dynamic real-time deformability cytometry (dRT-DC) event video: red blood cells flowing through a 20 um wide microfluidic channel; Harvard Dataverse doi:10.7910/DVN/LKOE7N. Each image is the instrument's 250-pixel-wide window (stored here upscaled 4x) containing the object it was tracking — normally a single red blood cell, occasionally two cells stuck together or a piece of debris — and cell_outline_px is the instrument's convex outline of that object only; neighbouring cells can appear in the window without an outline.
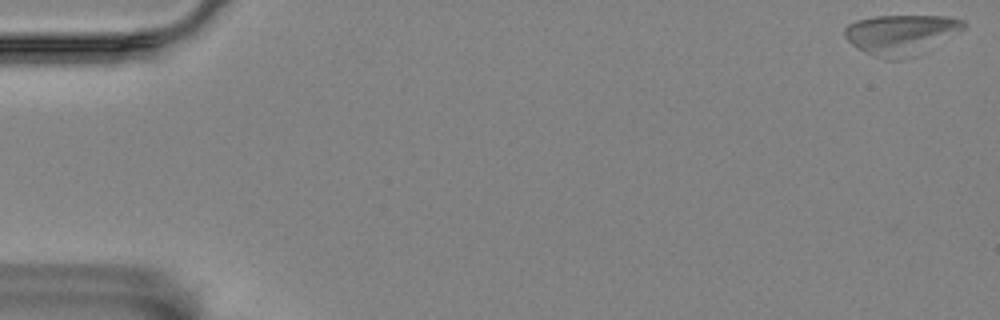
{"species": "Egyptian fruit bat (a non-hibernating species)", "species_latin": "Rousettus aegyptiacus", "temperature_condition": "room temperature", "stored_images_in_passage": 9, "camera_frame_rate_fps": 3000, "um_per_image_px": 0.085, "animal": {"sex": "female"}, "frame": {"image": 1, "passage_image": 1, "time_ms": 0.0, "image_size_px": [1000, 320], "cell_outline_px": [[968, 24], [964, 28], [916, 56], [904, 60], [888, 60], [864, 52], [852, 44], [844, 36], [844, 28], [848, 24], [856, 20], [876, 16], [948, 16], [964, 20]], "centroid_in_image_um": [76.57, 2.94], "position_along_channel_um": 8.4, "area_um2": 27.8}}